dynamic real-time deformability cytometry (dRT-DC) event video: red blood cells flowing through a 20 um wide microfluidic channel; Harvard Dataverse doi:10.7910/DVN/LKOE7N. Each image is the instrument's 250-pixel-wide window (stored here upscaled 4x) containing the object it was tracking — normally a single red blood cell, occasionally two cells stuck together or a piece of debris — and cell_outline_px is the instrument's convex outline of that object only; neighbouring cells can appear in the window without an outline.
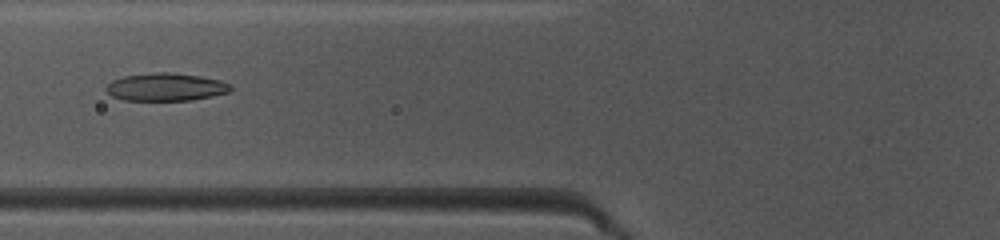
{"species": "common noctule bat (a hibernating species)", "species_latin": "Nyctalus noctula", "temperature_condition": "warm", "stored_images_in_passage": 48, "camera_frame_rate_fps": 3000, "um_per_image_px": 0.085, "animal": {"sex": "female", "body_mass_g": 10.0, "forearm_length_mm": 53.1}, "frame": {"image": 1, "passage_image": 19, "time_ms": 6.0, "image_size_px": [1000, 240], "cell_outline_px": [[232, 88], [228, 92], [212, 96], [192, 100], [124, 100], [112, 96], [104, 88], [112, 80], [124, 76], [156, 72], [172, 72], [200, 76], [220, 80], [232, 84]], "centroid_in_image_um": [14.1, 7.39], "position_along_channel_um": 111.7, "area_um2": 20.17}}
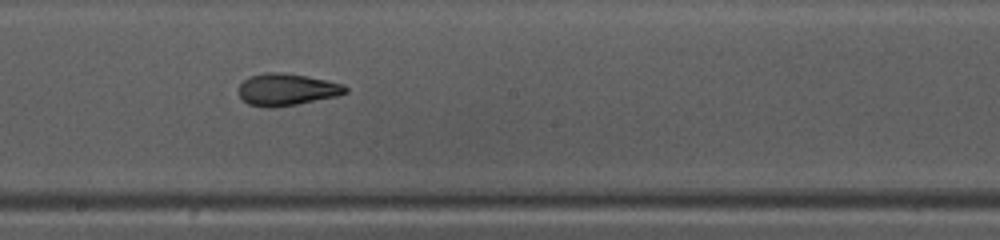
{"frame": {"image": 2, "passage_image": 27, "time_ms": 8.667, "image_size_px": [1000, 240], "cell_outline_px": [[348, 92], [336, 96], [296, 104], [268, 108], [248, 104], [240, 96], [240, 84], [248, 76], [264, 72], [280, 72], [328, 80], [344, 84], [348, 88]], "centroid_in_image_um": [24.38, 7.6], "position_along_channel_um": 223.8, "area_um2": 19.77}}
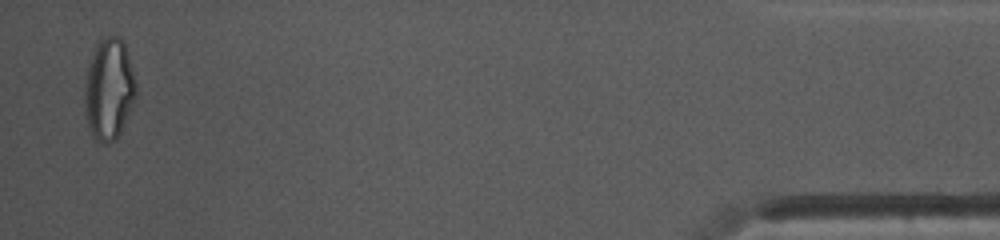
{"frame": {"image": 3, "passage_image": 47, "time_ms": 15.333, "image_size_px": [1000, 240], "cell_outline_px": [[136, 96], [120, 132], [116, 140], [96, 140], [92, 136], [84, 112], [84, 84], [88, 64], [96, 44], [104, 36], [120, 36], [124, 40], [136, 80]], "centroid_in_image_um": [9.25, 7.51], "position_along_channel_um": 425.9, "area_um2": 30.46}, "authors_computed_cell_mechanics": {"area_um2": 21.0103, "velocity_mm_per_s": 4.1798, "shape_relaxation_time_tau1_ms": 4.797, "shape_relaxation_time_tau2_ms": 1.4035, "deformation_change_tau1": 0.2087, "deformation_change_tau2": 0.0807}}